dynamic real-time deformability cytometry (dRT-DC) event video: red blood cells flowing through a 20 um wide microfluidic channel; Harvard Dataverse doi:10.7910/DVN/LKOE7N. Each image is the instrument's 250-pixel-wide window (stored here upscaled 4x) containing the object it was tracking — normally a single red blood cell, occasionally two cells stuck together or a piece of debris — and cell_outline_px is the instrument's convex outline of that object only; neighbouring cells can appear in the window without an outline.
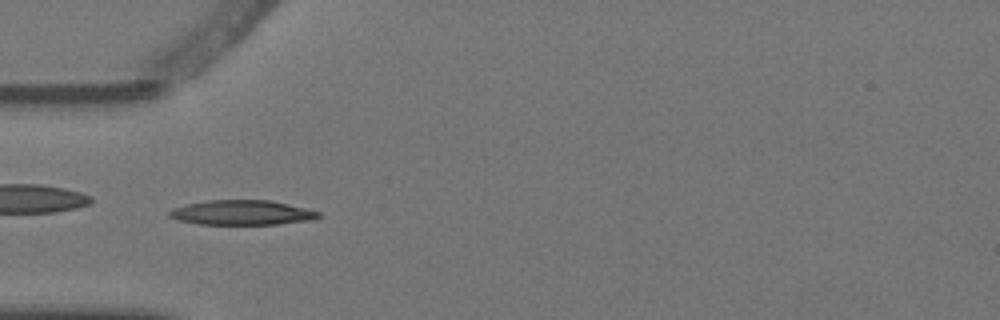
{"species": "Egyptian fruit bat (a non-hibernating species)", "species_latin": "Rousettus aegyptiacus", "temperature_condition": "warm", "stored_images_in_passage": 8, "camera_frame_rate_fps": 3000, "um_per_image_px": 0.085, "animal": {"sex": "female"}, "frame": {"image": 1, "passage_image": 4, "time_ms": 1.0, "image_size_px": [1000, 320], "cell_outline_px": [[320, 216], [312, 220], [276, 224], [200, 224], [176, 220], [168, 216], [168, 212], [172, 208], [188, 204], [208, 200], [268, 200], [304, 208], [320, 212]], "centroid_in_image_um": [20.51, 18.07], "position_along_channel_um": 64.5, "area_um2": 21.33}}
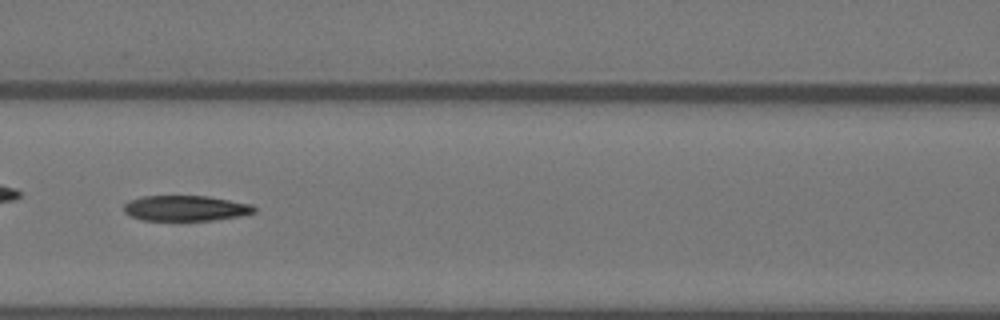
{"frame": {"image": 2, "passage_image": 6, "time_ms": 1.667, "image_size_px": [1000, 320], "cell_outline_px": [[256, 212], [240, 216], [212, 220], [140, 220], [128, 216], [124, 212], [124, 204], [128, 200], [144, 196], [208, 196], [252, 204], [256, 208]], "centroid_in_image_um": [15.75, 17.7], "position_along_channel_um": 150.8, "area_um2": 19.48}}
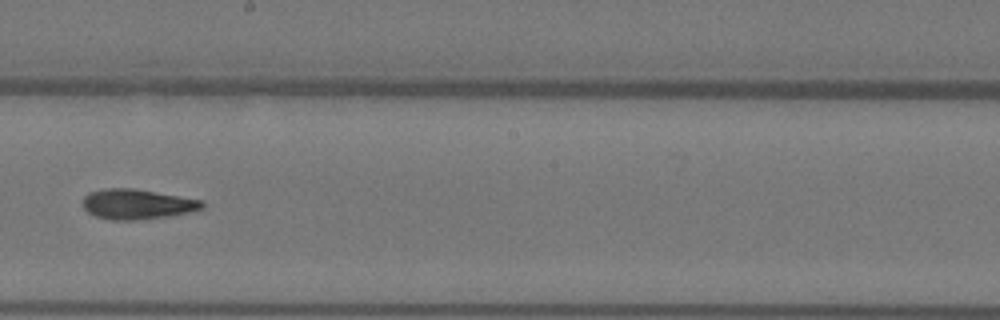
{"frame": {"image": 3, "passage_image": 8, "time_ms": 2.333, "image_size_px": [1000, 320], "cell_outline_px": [[204, 208], [192, 212], [172, 216], [136, 220], [112, 220], [96, 216], [88, 212], [80, 204], [80, 200], [88, 192], [104, 188], [132, 188], [204, 200]], "centroid_in_image_um": [11.64, 17.35], "position_along_channel_um": 236.6, "area_um2": 21.33}}